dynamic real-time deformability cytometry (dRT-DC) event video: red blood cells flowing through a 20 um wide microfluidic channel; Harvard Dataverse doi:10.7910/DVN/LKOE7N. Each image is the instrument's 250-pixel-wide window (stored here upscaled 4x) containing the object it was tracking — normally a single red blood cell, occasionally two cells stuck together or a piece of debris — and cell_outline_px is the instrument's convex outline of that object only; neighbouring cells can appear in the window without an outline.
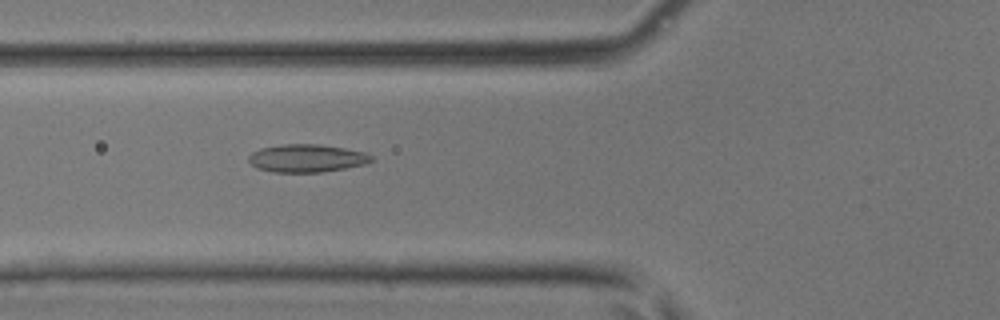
{"species": "common noctule bat (a hibernating species)", "species_latin": "Nyctalus noctula", "temperature_condition": "room temperature", "stored_images_in_passage": 32, "camera_frame_rate_fps": 3000, "um_per_image_px": 0.085, "animal": {"sex": "male", "body_mass_g": 17.9, "forearm_length_mm": 54.2}, "frame": {"image": 1, "passage_image": 4, "time_ms": 1.0, "image_size_px": [1000, 320], "cell_outline_px": [[372, 160], [368, 164], [320, 172], [272, 172], [256, 168], [248, 160], [248, 156], [252, 152], [260, 148], [284, 144], [320, 144], [344, 148], [364, 152], [372, 156]], "centroid_in_image_um": [26.06, 13.45], "position_along_channel_um": 99.7, "area_um2": 19.94}}
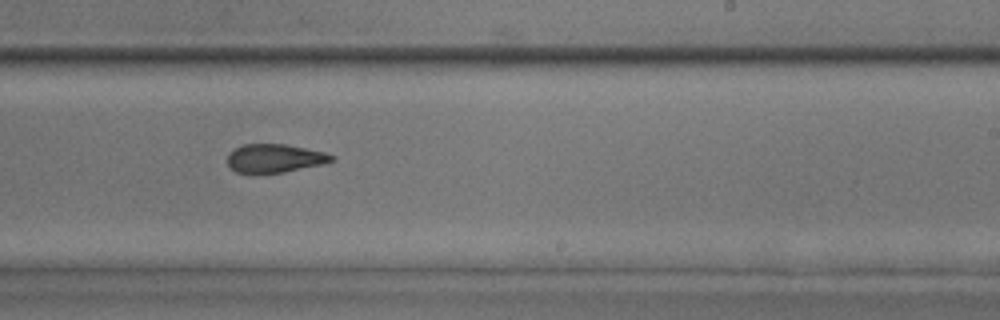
{"frame": {"image": 2, "passage_image": 15, "time_ms": 4.667, "image_size_px": [1000, 320], "cell_outline_px": [[336, 160], [324, 164], [284, 172], [236, 172], [228, 164], [228, 152], [244, 144], [284, 144], [324, 152], [336, 156]], "centroid_in_image_um": [23.39, 13.44], "position_along_channel_um": 265.6, "area_um2": 17.11}}
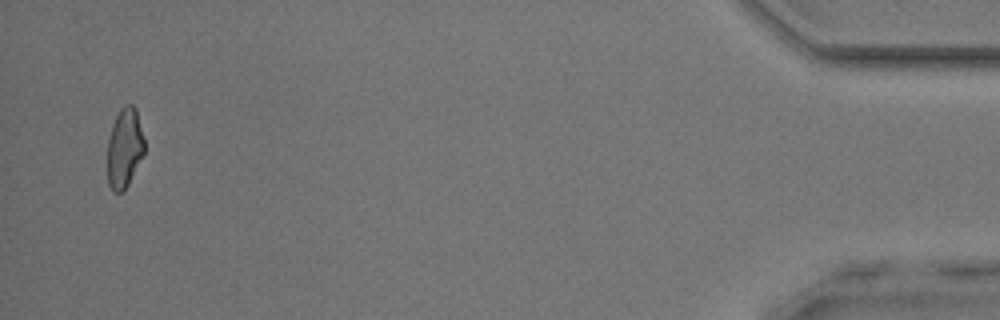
{"frame": {"image": 3, "passage_image": 31, "time_ms": 10.0, "image_size_px": [1000, 320], "cell_outline_px": [[144, 152], [124, 192], [112, 192], [108, 184], [108, 140], [112, 124], [120, 108], [128, 104], [132, 104], [136, 108], [144, 140]], "centroid_in_image_um": [10.57, 12.58], "position_along_channel_um": 424.6, "area_um2": 17.05}}